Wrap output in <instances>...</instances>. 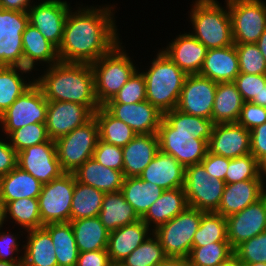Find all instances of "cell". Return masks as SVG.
<instances>
[{
	"instance_id": "1",
	"label": "cell",
	"mask_w": 266,
	"mask_h": 266,
	"mask_svg": "<svg viewBox=\"0 0 266 266\" xmlns=\"http://www.w3.org/2000/svg\"><path fill=\"white\" fill-rule=\"evenodd\" d=\"M76 6L67 15L58 57L61 62L92 64L122 41L115 20L117 6Z\"/></svg>"
},
{
	"instance_id": "2",
	"label": "cell",
	"mask_w": 266,
	"mask_h": 266,
	"mask_svg": "<svg viewBox=\"0 0 266 266\" xmlns=\"http://www.w3.org/2000/svg\"><path fill=\"white\" fill-rule=\"evenodd\" d=\"M213 127L212 120L188 115L176 108L165 112L157 132L160 151L184 167L201 163L208 151Z\"/></svg>"
},
{
	"instance_id": "3",
	"label": "cell",
	"mask_w": 266,
	"mask_h": 266,
	"mask_svg": "<svg viewBox=\"0 0 266 266\" xmlns=\"http://www.w3.org/2000/svg\"><path fill=\"white\" fill-rule=\"evenodd\" d=\"M45 68L44 71L37 70L41 72L35 73L39 75L35 77V83L48 101L78 103L92 113L100 107L95 96L91 64L59 61Z\"/></svg>"
},
{
	"instance_id": "4",
	"label": "cell",
	"mask_w": 266,
	"mask_h": 266,
	"mask_svg": "<svg viewBox=\"0 0 266 266\" xmlns=\"http://www.w3.org/2000/svg\"><path fill=\"white\" fill-rule=\"evenodd\" d=\"M145 70H141L146 83V100L163 114L177 108L187 74L161 49L155 53Z\"/></svg>"
},
{
	"instance_id": "5",
	"label": "cell",
	"mask_w": 266,
	"mask_h": 266,
	"mask_svg": "<svg viewBox=\"0 0 266 266\" xmlns=\"http://www.w3.org/2000/svg\"><path fill=\"white\" fill-rule=\"evenodd\" d=\"M188 19L189 32L207 49L223 48L234 44L231 17L227 0H192Z\"/></svg>"
},
{
	"instance_id": "6",
	"label": "cell",
	"mask_w": 266,
	"mask_h": 266,
	"mask_svg": "<svg viewBox=\"0 0 266 266\" xmlns=\"http://www.w3.org/2000/svg\"><path fill=\"white\" fill-rule=\"evenodd\" d=\"M126 51L121 41L109 53L102 55L91 64L95 96L100 106L112 100L139 68Z\"/></svg>"
},
{
	"instance_id": "7",
	"label": "cell",
	"mask_w": 266,
	"mask_h": 266,
	"mask_svg": "<svg viewBox=\"0 0 266 266\" xmlns=\"http://www.w3.org/2000/svg\"><path fill=\"white\" fill-rule=\"evenodd\" d=\"M204 213L188 206L179 215L153 231L168 257L188 258L194 234Z\"/></svg>"
},
{
	"instance_id": "8",
	"label": "cell",
	"mask_w": 266,
	"mask_h": 266,
	"mask_svg": "<svg viewBox=\"0 0 266 266\" xmlns=\"http://www.w3.org/2000/svg\"><path fill=\"white\" fill-rule=\"evenodd\" d=\"M98 140V124L94 116L84 125L55 140L62 170L74 173L86 160L93 158Z\"/></svg>"
},
{
	"instance_id": "9",
	"label": "cell",
	"mask_w": 266,
	"mask_h": 266,
	"mask_svg": "<svg viewBox=\"0 0 266 266\" xmlns=\"http://www.w3.org/2000/svg\"><path fill=\"white\" fill-rule=\"evenodd\" d=\"M75 181L74 173L65 172L42 186L38 204L43 226L49 223L70 222Z\"/></svg>"
},
{
	"instance_id": "10",
	"label": "cell",
	"mask_w": 266,
	"mask_h": 266,
	"mask_svg": "<svg viewBox=\"0 0 266 266\" xmlns=\"http://www.w3.org/2000/svg\"><path fill=\"white\" fill-rule=\"evenodd\" d=\"M234 44L256 43L266 29V2L227 0Z\"/></svg>"
},
{
	"instance_id": "11",
	"label": "cell",
	"mask_w": 266,
	"mask_h": 266,
	"mask_svg": "<svg viewBox=\"0 0 266 266\" xmlns=\"http://www.w3.org/2000/svg\"><path fill=\"white\" fill-rule=\"evenodd\" d=\"M48 100L34 83L0 115L1 135L7 137L14 130L27 124L46 123Z\"/></svg>"
},
{
	"instance_id": "12",
	"label": "cell",
	"mask_w": 266,
	"mask_h": 266,
	"mask_svg": "<svg viewBox=\"0 0 266 266\" xmlns=\"http://www.w3.org/2000/svg\"><path fill=\"white\" fill-rule=\"evenodd\" d=\"M224 188L225 181L210 177L202 163L185 167L184 190L189 207L216 212Z\"/></svg>"
},
{
	"instance_id": "13",
	"label": "cell",
	"mask_w": 266,
	"mask_h": 266,
	"mask_svg": "<svg viewBox=\"0 0 266 266\" xmlns=\"http://www.w3.org/2000/svg\"><path fill=\"white\" fill-rule=\"evenodd\" d=\"M28 24L27 12L0 8V66L24 67L22 34Z\"/></svg>"
},
{
	"instance_id": "14",
	"label": "cell",
	"mask_w": 266,
	"mask_h": 266,
	"mask_svg": "<svg viewBox=\"0 0 266 266\" xmlns=\"http://www.w3.org/2000/svg\"><path fill=\"white\" fill-rule=\"evenodd\" d=\"M71 8L66 0H38L27 11L29 23L58 49Z\"/></svg>"
},
{
	"instance_id": "15",
	"label": "cell",
	"mask_w": 266,
	"mask_h": 266,
	"mask_svg": "<svg viewBox=\"0 0 266 266\" xmlns=\"http://www.w3.org/2000/svg\"><path fill=\"white\" fill-rule=\"evenodd\" d=\"M217 82L199 74L186 76L177 110L211 120Z\"/></svg>"
},
{
	"instance_id": "16",
	"label": "cell",
	"mask_w": 266,
	"mask_h": 266,
	"mask_svg": "<svg viewBox=\"0 0 266 266\" xmlns=\"http://www.w3.org/2000/svg\"><path fill=\"white\" fill-rule=\"evenodd\" d=\"M17 166L30 173L42 185L65 173L57 158L54 140L25 148L17 153Z\"/></svg>"
},
{
	"instance_id": "17",
	"label": "cell",
	"mask_w": 266,
	"mask_h": 266,
	"mask_svg": "<svg viewBox=\"0 0 266 266\" xmlns=\"http://www.w3.org/2000/svg\"><path fill=\"white\" fill-rule=\"evenodd\" d=\"M227 239L234 250L238 245L266 231V195L240 212L226 217Z\"/></svg>"
},
{
	"instance_id": "18",
	"label": "cell",
	"mask_w": 266,
	"mask_h": 266,
	"mask_svg": "<svg viewBox=\"0 0 266 266\" xmlns=\"http://www.w3.org/2000/svg\"><path fill=\"white\" fill-rule=\"evenodd\" d=\"M93 113L84 105L66 101H48L46 129L51 140L67 135L84 125Z\"/></svg>"
},
{
	"instance_id": "19",
	"label": "cell",
	"mask_w": 266,
	"mask_h": 266,
	"mask_svg": "<svg viewBox=\"0 0 266 266\" xmlns=\"http://www.w3.org/2000/svg\"><path fill=\"white\" fill-rule=\"evenodd\" d=\"M103 107L130 126L136 134L157 133L163 118V113L147 100L133 104L106 103Z\"/></svg>"
},
{
	"instance_id": "20",
	"label": "cell",
	"mask_w": 266,
	"mask_h": 266,
	"mask_svg": "<svg viewBox=\"0 0 266 266\" xmlns=\"http://www.w3.org/2000/svg\"><path fill=\"white\" fill-rule=\"evenodd\" d=\"M250 131L236 123L214 124L208 152L234 159L250 154Z\"/></svg>"
},
{
	"instance_id": "21",
	"label": "cell",
	"mask_w": 266,
	"mask_h": 266,
	"mask_svg": "<svg viewBox=\"0 0 266 266\" xmlns=\"http://www.w3.org/2000/svg\"><path fill=\"white\" fill-rule=\"evenodd\" d=\"M168 43L161 50L187 75L199 74L208 49L190 32L180 33Z\"/></svg>"
},
{
	"instance_id": "22",
	"label": "cell",
	"mask_w": 266,
	"mask_h": 266,
	"mask_svg": "<svg viewBox=\"0 0 266 266\" xmlns=\"http://www.w3.org/2000/svg\"><path fill=\"white\" fill-rule=\"evenodd\" d=\"M159 151L157 133L137 134L122 148L124 178L139 177Z\"/></svg>"
},
{
	"instance_id": "23",
	"label": "cell",
	"mask_w": 266,
	"mask_h": 266,
	"mask_svg": "<svg viewBox=\"0 0 266 266\" xmlns=\"http://www.w3.org/2000/svg\"><path fill=\"white\" fill-rule=\"evenodd\" d=\"M265 195V179H251L225 184L216 213L228 217L240 212Z\"/></svg>"
},
{
	"instance_id": "24",
	"label": "cell",
	"mask_w": 266,
	"mask_h": 266,
	"mask_svg": "<svg viewBox=\"0 0 266 266\" xmlns=\"http://www.w3.org/2000/svg\"><path fill=\"white\" fill-rule=\"evenodd\" d=\"M139 177L163 190L184 188L185 167L171 155L159 151Z\"/></svg>"
},
{
	"instance_id": "25",
	"label": "cell",
	"mask_w": 266,
	"mask_h": 266,
	"mask_svg": "<svg viewBox=\"0 0 266 266\" xmlns=\"http://www.w3.org/2000/svg\"><path fill=\"white\" fill-rule=\"evenodd\" d=\"M152 233L141 219L110 232L107 252L111 262H122Z\"/></svg>"
},
{
	"instance_id": "26",
	"label": "cell",
	"mask_w": 266,
	"mask_h": 266,
	"mask_svg": "<svg viewBox=\"0 0 266 266\" xmlns=\"http://www.w3.org/2000/svg\"><path fill=\"white\" fill-rule=\"evenodd\" d=\"M22 42L25 68L36 73L37 66L45 68L60 61L57 48L30 23L22 34Z\"/></svg>"
},
{
	"instance_id": "27",
	"label": "cell",
	"mask_w": 266,
	"mask_h": 266,
	"mask_svg": "<svg viewBox=\"0 0 266 266\" xmlns=\"http://www.w3.org/2000/svg\"><path fill=\"white\" fill-rule=\"evenodd\" d=\"M240 73L235 45L208 49L199 75L214 82H233Z\"/></svg>"
},
{
	"instance_id": "28",
	"label": "cell",
	"mask_w": 266,
	"mask_h": 266,
	"mask_svg": "<svg viewBox=\"0 0 266 266\" xmlns=\"http://www.w3.org/2000/svg\"><path fill=\"white\" fill-rule=\"evenodd\" d=\"M188 207L184 188L165 190L141 217L149 228L154 231L167 223Z\"/></svg>"
},
{
	"instance_id": "29",
	"label": "cell",
	"mask_w": 266,
	"mask_h": 266,
	"mask_svg": "<svg viewBox=\"0 0 266 266\" xmlns=\"http://www.w3.org/2000/svg\"><path fill=\"white\" fill-rule=\"evenodd\" d=\"M76 180L104 193L119 192L124 175L122 171L105 167L93 158L86 160L75 172Z\"/></svg>"
},
{
	"instance_id": "30",
	"label": "cell",
	"mask_w": 266,
	"mask_h": 266,
	"mask_svg": "<svg viewBox=\"0 0 266 266\" xmlns=\"http://www.w3.org/2000/svg\"><path fill=\"white\" fill-rule=\"evenodd\" d=\"M42 186L30 173L16 166L0 177V202L5 206L8 202L21 198L38 199Z\"/></svg>"
},
{
	"instance_id": "31",
	"label": "cell",
	"mask_w": 266,
	"mask_h": 266,
	"mask_svg": "<svg viewBox=\"0 0 266 266\" xmlns=\"http://www.w3.org/2000/svg\"><path fill=\"white\" fill-rule=\"evenodd\" d=\"M31 72L25 67L0 66V115L35 83Z\"/></svg>"
},
{
	"instance_id": "32",
	"label": "cell",
	"mask_w": 266,
	"mask_h": 266,
	"mask_svg": "<svg viewBox=\"0 0 266 266\" xmlns=\"http://www.w3.org/2000/svg\"><path fill=\"white\" fill-rule=\"evenodd\" d=\"M25 234L23 266H58L52 238L43 227Z\"/></svg>"
},
{
	"instance_id": "33",
	"label": "cell",
	"mask_w": 266,
	"mask_h": 266,
	"mask_svg": "<svg viewBox=\"0 0 266 266\" xmlns=\"http://www.w3.org/2000/svg\"><path fill=\"white\" fill-rule=\"evenodd\" d=\"M98 217L109 232L141 219L121 191L105 193Z\"/></svg>"
},
{
	"instance_id": "34",
	"label": "cell",
	"mask_w": 266,
	"mask_h": 266,
	"mask_svg": "<svg viewBox=\"0 0 266 266\" xmlns=\"http://www.w3.org/2000/svg\"><path fill=\"white\" fill-rule=\"evenodd\" d=\"M243 103L234 82L217 83L211 120L214 124L236 123Z\"/></svg>"
},
{
	"instance_id": "35",
	"label": "cell",
	"mask_w": 266,
	"mask_h": 266,
	"mask_svg": "<svg viewBox=\"0 0 266 266\" xmlns=\"http://www.w3.org/2000/svg\"><path fill=\"white\" fill-rule=\"evenodd\" d=\"M79 252L107 249L109 231L99 217L70 221Z\"/></svg>"
},
{
	"instance_id": "36",
	"label": "cell",
	"mask_w": 266,
	"mask_h": 266,
	"mask_svg": "<svg viewBox=\"0 0 266 266\" xmlns=\"http://www.w3.org/2000/svg\"><path fill=\"white\" fill-rule=\"evenodd\" d=\"M165 190L140 177H126L121 192L141 218Z\"/></svg>"
},
{
	"instance_id": "37",
	"label": "cell",
	"mask_w": 266,
	"mask_h": 266,
	"mask_svg": "<svg viewBox=\"0 0 266 266\" xmlns=\"http://www.w3.org/2000/svg\"><path fill=\"white\" fill-rule=\"evenodd\" d=\"M43 228L50 234L58 266H76L79 250L70 222L49 223Z\"/></svg>"
},
{
	"instance_id": "38",
	"label": "cell",
	"mask_w": 266,
	"mask_h": 266,
	"mask_svg": "<svg viewBox=\"0 0 266 266\" xmlns=\"http://www.w3.org/2000/svg\"><path fill=\"white\" fill-rule=\"evenodd\" d=\"M93 116L98 124L99 139L105 143L123 148L137 135L130 126L112 116L103 106Z\"/></svg>"
},
{
	"instance_id": "39",
	"label": "cell",
	"mask_w": 266,
	"mask_h": 266,
	"mask_svg": "<svg viewBox=\"0 0 266 266\" xmlns=\"http://www.w3.org/2000/svg\"><path fill=\"white\" fill-rule=\"evenodd\" d=\"M6 223H12L20 230H32L42 228L38 199L21 198L8 202L5 206ZM12 220V221H11ZM14 224V225H13Z\"/></svg>"
},
{
	"instance_id": "40",
	"label": "cell",
	"mask_w": 266,
	"mask_h": 266,
	"mask_svg": "<svg viewBox=\"0 0 266 266\" xmlns=\"http://www.w3.org/2000/svg\"><path fill=\"white\" fill-rule=\"evenodd\" d=\"M104 195V192L76 180L71 202L70 221L97 217L101 211Z\"/></svg>"
},
{
	"instance_id": "41",
	"label": "cell",
	"mask_w": 266,
	"mask_h": 266,
	"mask_svg": "<svg viewBox=\"0 0 266 266\" xmlns=\"http://www.w3.org/2000/svg\"><path fill=\"white\" fill-rule=\"evenodd\" d=\"M219 241H228L226 217L216 212H205L194 234L192 247H202Z\"/></svg>"
},
{
	"instance_id": "42",
	"label": "cell",
	"mask_w": 266,
	"mask_h": 266,
	"mask_svg": "<svg viewBox=\"0 0 266 266\" xmlns=\"http://www.w3.org/2000/svg\"><path fill=\"white\" fill-rule=\"evenodd\" d=\"M233 255L229 241H219L202 247H192L188 259L191 266H218Z\"/></svg>"
},
{
	"instance_id": "43",
	"label": "cell",
	"mask_w": 266,
	"mask_h": 266,
	"mask_svg": "<svg viewBox=\"0 0 266 266\" xmlns=\"http://www.w3.org/2000/svg\"><path fill=\"white\" fill-rule=\"evenodd\" d=\"M167 257L158 238L152 233L121 263L124 266H157Z\"/></svg>"
},
{
	"instance_id": "44",
	"label": "cell",
	"mask_w": 266,
	"mask_h": 266,
	"mask_svg": "<svg viewBox=\"0 0 266 266\" xmlns=\"http://www.w3.org/2000/svg\"><path fill=\"white\" fill-rule=\"evenodd\" d=\"M251 179H264L261 176V164L251 153L229 159V167L224 180L225 184Z\"/></svg>"
},
{
	"instance_id": "45",
	"label": "cell",
	"mask_w": 266,
	"mask_h": 266,
	"mask_svg": "<svg viewBox=\"0 0 266 266\" xmlns=\"http://www.w3.org/2000/svg\"><path fill=\"white\" fill-rule=\"evenodd\" d=\"M7 139L18 153L27 147L47 142L50 138L45 123H33L14 130Z\"/></svg>"
},
{
	"instance_id": "46",
	"label": "cell",
	"mask_w": 266,
	"mask_h": 266,
	"mask_svg": "<svg viewBox=\"0 0 266 266\" xmlns=\"http://www.w3.org/2000/svg\"><path fill=\"white\" fill-rule=\"evenodd\" d=\"M240 73L265 75L266 61L256 43L234 44Z\"/></svg>"
},
{
	"instance_id": "47",
	"label": "cell",
	"mask_w": 266,
	"mask_h": 266,
	"mask_svg": "<svg viewBox=\"0 0 266 266\" xmlns=\"http://www.w3.org/2000/svg\"><path fill=\"white\" fill-rule=\"evenodd\" d=\"M233 251L244 265L266 263V231L241 243Z\"/></svg>"
},
{
	"instance_id": "48",
	"label": "cell",
	"mask_w": 266,
	"mask_h": 266,
	"mask_svg": "<svg viewBox=\"0 0 266 266\" xmlns=\"http://www.w3.org/2000/svg\"><path fill=\"white\" fill-rule=\"evenodd\" d=\"M146 100V83L142 72L137 69L125 85L107 103L133 104Z\"/></svg>"
},
{
	"instance_id": "49",
	"label": "cell",
	"mask_w": 266,
	"mask_h": 266,
	"mask_svg": "<svg viewBox=\"0 0 266 266\" xmlns=\"http://www.w3.org/2000/svg\"><path fill=\"white\" fill-rule=\"evenodd\" d=\"M24 231L25 230H20L19 232L17 231V233H12L9 230V227L6 231H3V228L0 229V260L9 262H23L24 244L21 245L19 239L21 236L23 237L25 235L26 231Z\"/></svg>"
},
{
	"instance_id": "50",
	"label": "cell",
	"mask_w": 266,
	"mask_h": 266,
	"mask_svg": "<svg viewBox=\"0 0 266 266\" xmlns=\"http://www.w3.org/2000/svg\"><path fill=\"white\" fill-rule=\"evenodd\" d=\"M233 82L241 93L243 101L251 102L253 99H259V93L262 87L266 85V74L239 73Z\"/></svg>"
},
{
	"instance_id": "51",
	"label": "cell",
	"mask_w": 266,
	"mask_h": 266,
	"mask_svg": "<svg viewBox=\"0 0 266 266\" xmlns=\"http://www.w3.org/2000/svg\"><path fill=\"white\" fill-rule=\"evenodd\" d=\"M93 159L101 165L123 172L122 148L98 140Z\"/></svg>"
},
{
	"instance_id": "52",
	"label": "cell",
	"mask_w": 266,
	"mask_h": 266,
	"mask_svg": "<svg viewBox=\"0 0 266 266\" xmlns=\"http://www.w3.org/2000/svg\"><path fill=\"white\" fill-rule=\"evenodd\" d=\"M266 122V108L251 102H244L237 123L251 131Z\"/></svg>"
},
{
	"instance_id": "53",
	"label": "cell",
	"mask_w": 266,
	"mask_h": 266,
	"mask_svg": "<svg viewBox=\"0 0 266 266\" xmlns=\"http://www.w3.org/2000/svg\"><path fill=\"white\" fill-rule=\"evenodd\" d=\"M210 177L224 181L229 167V158L215 155L207 151L205 158L201 161Z\"/></svg>"
},
{
	"instance_id": "54",
	"label": "cell",
	"mask_w": 266,
	"mask_h": 266,
	"mask_svg": "<svg viewBox=\"0 0 266 266\" xmlns=\"http://www.w3.org/2000/svg\"><path fill=\"white\" fill-rule=\"evenodd\" d=\"M250 153L260 163L266 159V122L250 131Z\"/></svg>"
},
{
	"instance_id": "55",
	"label": "cell",
	"mask_w": 266,
	"mask_h": 266,
	"mask_svg": "<svg viewBox=\"0 0 266 266\" xmlns=\"http://www.w3.org/2000/svg\"><path fill=\"white\" fill-rule=\"evenodd\" d=\"M0 177L8 174L17 166L18 156L16 150L10 145L7 137L0 135Z\"/></svg>"
},
{
	"instance_id": "56",
	"label": "cell",
	"mask_w": 266,
	"mask_h": 266,
	"mask_svg": "<svg viewBox=\"0 0 266 266\" xmlns=\"http://www.w3.org/2000/svg\"><path fill=\"white\" fill-rule=\"evenodd\" d=\"M111 263L107 249L79 252L76 266H108Z\"/></svg>"
},
{
	"instance_id": "57",
	"label": "cell",
	"mask_w": 266,
	"mask_h": 266,
	"mask_svg": "<svg viewBox=\"0 0 266 266\" xmlns=\"http://www.w3.org/2000/svg\"><path fill=\"white\" fill-rule=\"evenodd\" d=\"M34 0H0V8L6 10L27 12L36 3Z\"/></svg>"
},
{
	"instance_id": "58",
	"label": "cell",
	"mask_w": 266,
	"mask_h": 266,
	"mask_svg": "<svg viewBox=\"0 0 266 266\" xmlns=\"http://www.w3.org/2000/svg\"><path fill=\"white\" fill-rule=\"evenodd\" d=\"M157 266H191L189 259L185 257H167Z\"/></svg>"
},
{
	"instance_id": "59",
	"label": "cell",
	"mask_w": 266,
	"mask_h": 266,
	"mask_svg": "<svg viewBox=\"0 0 266 266\" xmlns=\"http://www.w3.org/2000/svg\"><path fill=\"white\" fill-rule=\"evenodd\" d=\"M256 45L260 49V51H261V53H262V55L266 61V29L264 30L263 34L260 36V38L256 42Z\"/></svg>"
},
{
	"instance_id": "60",
	"label": "cell",
	"mask_w": 266,
	"mask_h": 266,
	"mask_svg": "<svg viewBox=\"0 0 266 266\" xmlns=\"http://www.w3.org/2000/svg\"><path fill=\"white\" fill-rule=\"evenodd\" d=\"M251 103L260 105L266 108V85L262 87L261 92L259 93V99H253Z\"/></svg>"
},
{
	"instance_id": "61",
	"label": "cell",
	"mask_w": 266,
	"mask_h": 266,
	"mask_svg": "<svg viewBox=\"0 0 266 266\" xmlns=\"http://www.w3.org/2000/svg\"><path fill=\"white\" fill-rule=\"evenodd\" d=\"M218 266H244L234 255L226 262L219 264Z\"/></svg>"
},
{
	"instance_id": "62",
	"label": "cell",
	"mask_w": 266,
	"mask_h": 266,
	"mask_svg": "<svg viewBox=\"0 0 266 266\" xmlns=\"http://www.w3.org/2000/svg\"><path fill=\"white\" fill-rule=\"evenodd\" d=\"M5 222V209L4 205L0 202V229L4 227V224H6Z\"/></svg>"
},
{
	"instance_id": "63",
	"label": "cell",
	"mask_w": 266,
	"mask_h": 266,
	"mask_svg": "<svg viewBox=\"0 0 266 266\" xmlns=\"http://www.w3.org/2000/svg\"><path fill=\"white\" fill-rule=\"evenodd\" d=\"M0 266H23V262H9L0 260Z\"/></svg>"
},
{
	"instance_id": "64",
	"label": "cell",
	"mask_w": 266,
	"mask_h": 266,
	"mask_svg": "<svg viewBox=\"0 0 266 266\" xmlns=\"http://www.w3.org/2000/svg\"><path fill=\"white\" fill-rule=\"evenodd\" d=\"M261 176L266 179V159H264L261 163Z\"/></svg>"
},
{
	"instance_id": "65",
	"label": "cell",
	"mask_w": 266,
	"mask_h": 266,
	"mask_svg": "<svg viewBox=\"0 0 266 266\" xmlns=\"http://www.w3.org/2000/svg\"><path fill=\"white\" fill-rule=\"evenodd\" d=\"M244 266H266V263H255V264H248V265H244Z\"/></svg>"
},
{
	"instance_id": "66",
	"label": "cell",
	"mask_w": 266,
	"mask_h": 266,
	"mask_svg": "<svg viewBox=\"0 0 266 266\" xmlns=\"http://www.w3.org/2000/svg\"><path fill=\"white\" fill-rule=\"evenodd\" d=\"M108 266H124L121 262H111Z\"/></svg>"
},
{
	"instance_id": "67",
	"label": "cell",
	"mask_w": 266,
	"mask_h": 266,
	"mask_svg": "<svg viewBox=\"0 0 266 266\" xmlns=\"http://www.w3.org/2000/svg\"><path fill=\"white\" fill-rule=\"evenodd\" d=\"M265 195H266V179H265Z\"/></svg>"
}]
</instances>
